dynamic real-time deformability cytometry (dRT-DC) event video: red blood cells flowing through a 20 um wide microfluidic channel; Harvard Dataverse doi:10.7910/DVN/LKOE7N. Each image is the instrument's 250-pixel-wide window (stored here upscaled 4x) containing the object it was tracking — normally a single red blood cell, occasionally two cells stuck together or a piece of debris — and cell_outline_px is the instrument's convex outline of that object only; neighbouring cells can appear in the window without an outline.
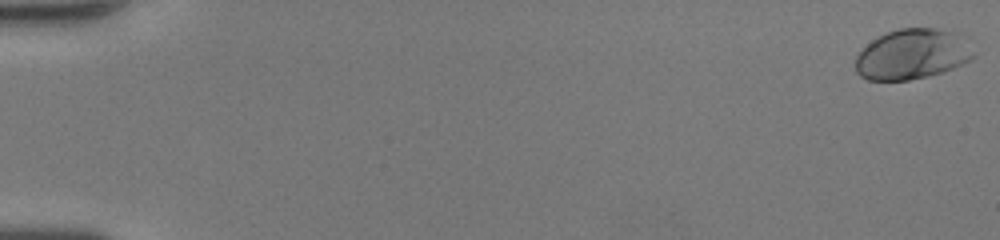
{"species": "human", "species_latin": "Homo sapiens", "temperature_condition": "room temperature", "stored_images_in_passage": 50, "camera_frame_rate_fps": 3000, "um_per_image_px": 0.085, "donor": {"sex": "female"}, "frame": {"image": 1, "passage_image": 1, "time_ms": 0.0, "image_size_px": [1000, 240], "cell_outline_px": [[976, 56], [972, 60], [944, 72], [928, 76], [908, 80], [868, 80], [860, 76], [856, 72], [856, 56], [872, 40], [888, 32], [900, 28], [932, 28], [952, 32]], "centroid_in_image_um": [77.48, 4.64], "position_along_channel_um": 7.5, "area_um2": 33.87}}
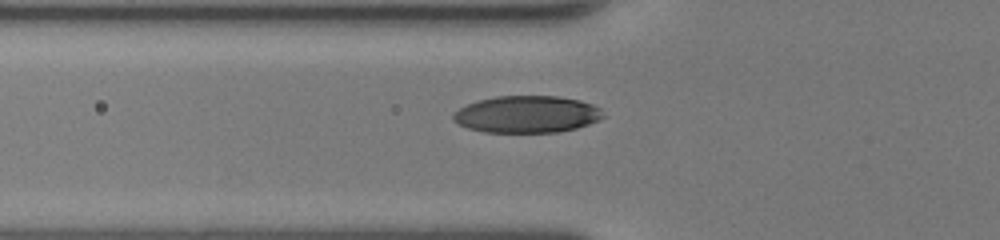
{"frame": {"image": 2, "passage_image": 20, "time_ms": 6.333, "image_size_px": [1000, 240], "cell_outline_px": [[604, 116], [600, 120], [576, 128], [560, 132], [484, 132], [468, 128], [452, 120], [452, 112], [468, 104], [480, 100], [496, 96], [556, 96], [580, 100], [592, 104], [600, 108]], "centroid_in_image_um": [44.79, 9.72], "position_along_channel_um": 81.0, "area_um2": 32.31}}
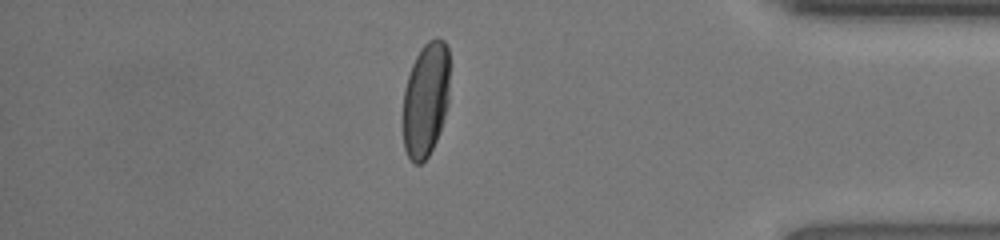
{"frame": {"image": 3, "passage_image": 44, "time_ms": 14.333, "image_size_px": [1000, 240], "cell_outline_px": [[448, 104], [436, 140], [428, 156], [420, 164], [416, 164], [408, 156], [404, 148], [404, 88], [412, 64], [420, 48], [428, 40], [436, 36], [444, 40], [448, 48]], "centroid_in_image_um": [36.19, 8.41], "position_along_channel_um": 399.0, "area_um2": 30.92}, "authors_computed_cell_mechanics": {"area_um2": 32.8015, "velocity_mm_per_s": 4.3163, "shape_relaxation_time_tau1_ms": 3.0315, "shape_relaxation_time_tau2_ms": null, "deformation_change_tau1": 0.1617, "deformation_change_tau2": null}}